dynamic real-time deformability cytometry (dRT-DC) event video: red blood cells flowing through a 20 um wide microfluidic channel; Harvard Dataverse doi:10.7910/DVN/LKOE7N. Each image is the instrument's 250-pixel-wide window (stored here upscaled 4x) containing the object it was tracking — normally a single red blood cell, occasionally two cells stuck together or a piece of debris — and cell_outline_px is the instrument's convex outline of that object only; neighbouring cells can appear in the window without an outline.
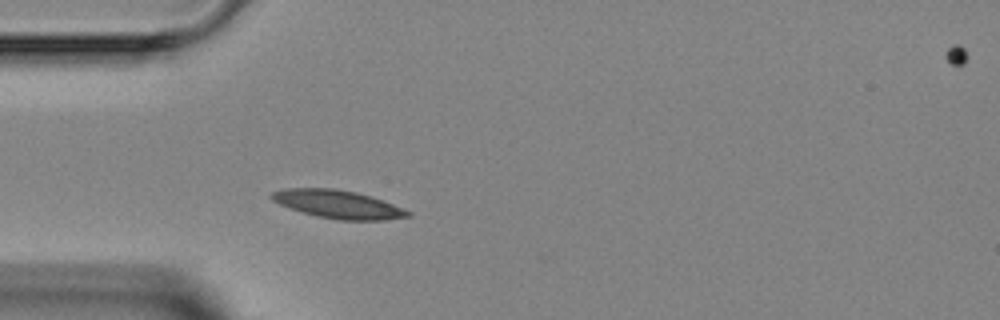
{"species": "Egyptian fruit bat (a non-hibernating species)", "species_latin": "Rousettus aegyptiacus", "temperature_condition": "room temperature", "stored_images_in_passage": 2, "camera_frame_rate_fps": 3000, "um_per_image_px": 0.085, "animal": {"sex": "female"}, "frame": {"image": 1, "passage_image": 2, "time_ms": 1.333, "image_size_px": [1000, 320], "cell_outline_px": [[412, 216], [384, 220], [340, 220], [316, 216], [280, 204], [272, 200], [268, 196], [272, 192], [284, 188], [336, 188], [356, 192], [372, 196], [412, 212]], "centroid_in_image_um": [28.74, 17.35], "position_along_channel_um": 56.3, "area_um2": 22.31}}